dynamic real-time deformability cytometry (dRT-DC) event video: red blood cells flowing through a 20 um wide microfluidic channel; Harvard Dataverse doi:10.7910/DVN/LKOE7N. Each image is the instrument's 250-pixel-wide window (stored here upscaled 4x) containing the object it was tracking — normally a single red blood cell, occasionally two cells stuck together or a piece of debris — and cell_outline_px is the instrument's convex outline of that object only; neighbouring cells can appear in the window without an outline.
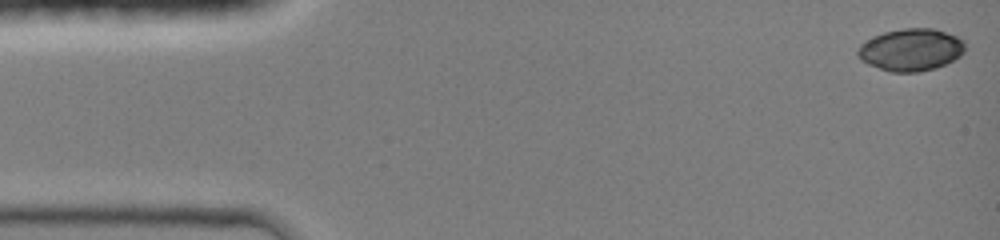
{"species": "common noctule bat (a hibernating species)", "species_latin": "Nyctalus noctula", "temperature_condition": "room temperature", "stored_images_in_passage": 43, "camera_frame_rate_fps": 3000, "um_per_image_px": 0.085, "animal": {"sex": "female", "body_mass_g": 19.0, "forearm_length_mm": 51.5}, "frame": {"image": 1, "passage_image": 1, "time_ms": 0.0, "image_size_px": [1000, 240], "cell_outline_px": [[964, 52], [960, 56], [936, 68], [916, 72], [892, 72], [868, 64], [860, 60], [856, 56], [856, 48], [860, 44], [872, 36], [884, 32], [904, 28], [932, 28], [956, 36], [964, 40]], "centroid_in_image_um": [77.38, 4.22], "position_along_channel_um": 7.6, "area_um2": 26.47}}
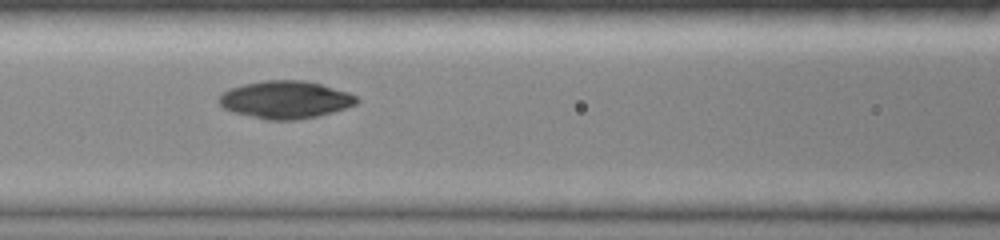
{"frame": {"image": 2, "passage_image": 19, "time_ms": 6.0, "image_size_px": [1000, 240], "cell_outline_px": [[360, 100], [356, 104], [320, 116], [296, 120], [264, 120], [232, 112], [224, 108], [216, 100], [224, 92], [232, 88], [244, 84], [264, 80], [304, 80], [320, 84], [348, 92], [356, 96]], "centroid_in_image_um": [24.25, 8.48], "position_along_channel_um": 142.4, "area_um2": 30.23}}
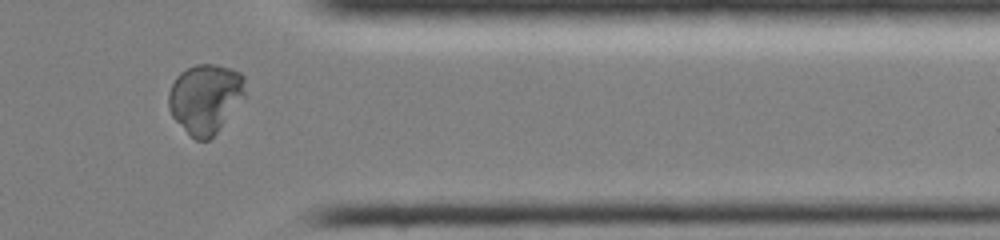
{"frame": {"image": 3, "passage_image": 37, "time_ms": 12.0, "image_size_px": [1000, 240], "cell_outline_px": [[244, 96], [216, 132], [208, 140], [196, 140], [172, 116], [168, 108], [168, 92], [176, 76], [180, 72], [196, 64], [216, 64], [240, 72], [244, 76]], "centroid_in_image_um": [17.42, 8.34], "position_along_channel_um": 394.0, "area_um2": 30.46}, "authors_computed_cell_mechanics": {"area_um2": 29.5936, "velocity_mm_per_s": 4.2312, "shape_relaxation_time_tau1_ms": null, "shape_relaxation_time_tau2_ms": 4.3798, "deformation_change_tau1": null, "deformation_change_tau2": 0.0308}}